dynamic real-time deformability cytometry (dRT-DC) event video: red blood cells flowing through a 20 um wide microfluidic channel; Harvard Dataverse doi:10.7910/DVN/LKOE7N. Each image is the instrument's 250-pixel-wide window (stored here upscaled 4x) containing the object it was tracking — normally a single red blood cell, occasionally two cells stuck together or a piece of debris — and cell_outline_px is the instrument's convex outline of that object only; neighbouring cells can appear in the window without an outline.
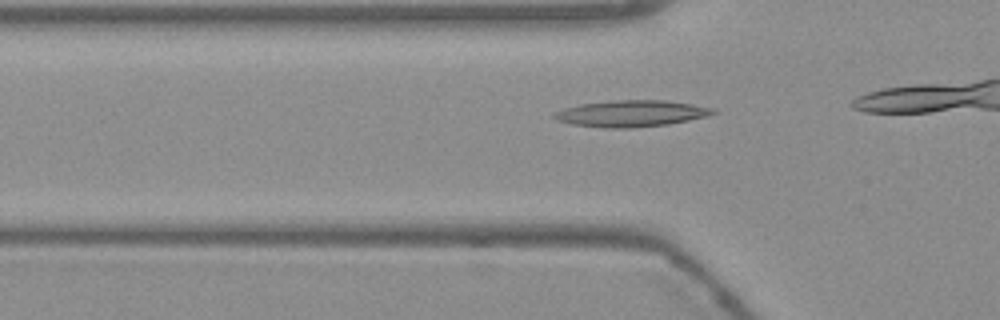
{"species": "Egyptian fruit bat (a non-hibernating species)", "species_latin": "Rousettus aegyptiacus", "temperature_condition": "warm", "stored_images_in_passage": 17, "camera_frame_rate_fps": 3000, "um_per_image_px": 0.085, "frame": {"image": 1, "passage_image": 12, "time_ms": 3.667, "image_size_px": [1000, 320], "cell_outline_px": [[720, 112], [708, 116], [668, 124], [632, 128], [604, 128], [572, 124], [556, 120], [552, 116], [556, 112], [564, 108], [580, 104], [612, 100], [664, 100], [692, 104], [716, 108]], "centroid_in_image_um": [53.69, 9.65], "position_along_channel_um": 72.1, "area_um2": 24.62}}